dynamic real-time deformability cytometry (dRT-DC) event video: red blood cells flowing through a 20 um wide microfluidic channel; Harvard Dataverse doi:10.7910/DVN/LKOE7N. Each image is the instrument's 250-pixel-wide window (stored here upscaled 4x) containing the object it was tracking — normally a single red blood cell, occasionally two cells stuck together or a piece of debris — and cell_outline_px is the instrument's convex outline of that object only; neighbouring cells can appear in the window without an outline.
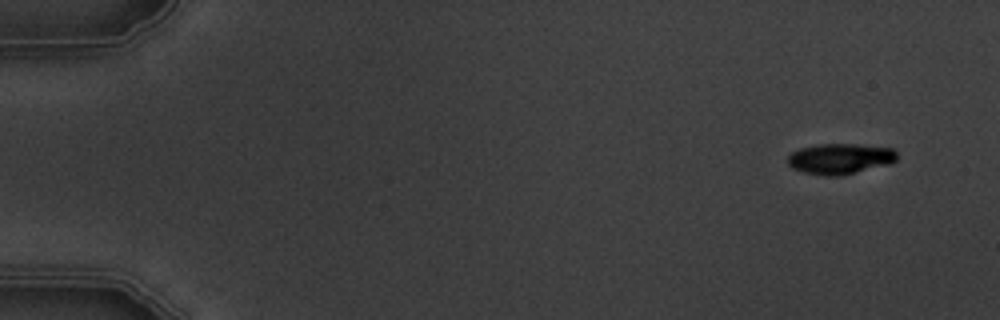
{"species": "common noctule bat (a hibernating species)", "species_latin": "Nyctalus noctula", "temperature_condition": "warm", "stored_images_in_passage": 5, "camera_frame_rate_fps": 3000, "um_per_image_px": 0.085, "animal": {"sex": "male", "body_mass_g": 19.5, "forearm_length_mm": 54.6}, "frame": {"image": 1, "passage_image": 1, "time_ms": 0.0, "image_size_px": [1000, 320], "cell_outline_px": [[896, 160], [888, 164], [840, 176], [824, 176], [804, 172], [792, 168], [788, 164], [788, 156], [792, 152], [800, 148], [816, 144], [856, 144], [892, 148], [896, 152]], "centroid_in_image_um": [71.37, 13.49], "position_along_channel_um": 13.6, "area_um2": 19.42}}